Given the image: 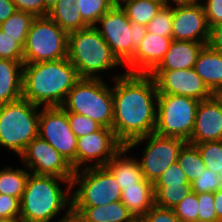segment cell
I'll list each match as a JSON object with an SVG mask.
<instances>
[{"label": "cell", "mask_w": 222, "mask_h": 222, "mask_svg": "<svg viewBox=\"0 0 222 222\" xmlns=\"http://www.w3.org/2000/svg\"><path fill=\"white\" fill-rule=\"evenodd\" d=\"M113 123L116 138L126 146L134 139L154 133L158 92L149 74L114 76ZM155 99V100H154Z\"/></svg>", "instance_id": "obj_1"}, {"label": "cell", "mask_w": 222, "mask_h": 222, "mask_svg": "<svg viewBox=\"0 0 222 222\" xmlns=\"http://www.w3.org/2000/svg\"><path fill=\"white\" fill-rule=\"evenodd\" d=\"M80 79L68 58L23 63L22 98L39 107H60Z\"/></svg>", "instance_id": "obj_2"}, {"label": "cell", "mask_w": 222, "mask_h": 222, "mask_svg": "<svg viewBox=\"0 0 222 222\" xmlns=\"http://www.w3.org/2000/svg\"><path fill=\"white\" fill-rule=\"evenodd\" d=\"M59 181L66 182V191ZM71 189L67 179L30 173L20 200V222H50L64 207L71 209Z\"/></svg>", "instance_id": "obj_3"}, {"label": "cell", "mask_w": 222, "mask_h": 222, "mask_svg": "<svg viewBox=\"0 0 222 222\" xmlns=\"http://www.w3.org/2000/svg\"><path fill=\"white\" fill-rule=\"evenodd\" d=\"M67 58L80 78H101L98 72L122 66L95 26L68 34Z\"/></svg>", "instance_id": "obj_4"}, {"label": "cell", "mask_w": 222, "mask_h": 222, "mask_svg": "<svg viewBox=\"0 0 222 222\" xmlns=\"http://www.w3.org/2000/svg\"><path fill=\"white\" fill-rule=\"evenodd\" d=\"M61 107L66 112L85 115L102 127L112 128V89L104 83L103 78H81L68 92Z\"/></svg>", "instance_id": "obj_5"}, {"label": "cell", "mask_w": 222, "mask_h": 222, "mask_svg": "<svg viewBox=\"0 0 222 222\" xmlns=\"http://www.w3.org/2000/svg\"><path fill=\"white\" fill-rule=\"evenodd\" d=\"M39 106L20 98L0 104V145L20 155L38 136Z\"/></svg>", "instance_id": "obj_6"}, {"label": "cell", "mask_w": 222, "mask_h": 222, "mask_svg": "<svg viewBox=\"0 0 222 222\" xmlns=\"http://www.w3.org/2000/svg\"><path fill=\"white\" fill-rule=\"evenodd\" d=\"M97 23L102 27H95L112 54L123 66L126 65L146 35L147 25L131 22L122 8L109 9Z\"/></svg>", "instance_id": "obj_7"}, {"label": "cell", "mask_w": 222, "mask_h": 222, "mask_svg": "<svg viewBox=\"0 0 222 222\" xmlns=\"http://www.w3.org/2000/svg\"><path fill=\"white\" fill-rule=\"evenodd\" d=\"M156 102L154 133L188 142L192 135L200 101L188 96L158 94Z\"/></svg>", "instance_id": "obj_8"}, {"label": "cell", "mask_w": 222, "mask_h": 222, "mask_svg": "<svg viewBox=\"0 0 222 222\" xmlns=\"http://www.w3.org/2000/svg\"><path fill=\"white\" fill-rule=\"evenodd\" d=\"M81 171V172H80ZM71 194L72 206H105L121 200L122 190L113 174L105 167H89L74 171Z\"/></svg>", "instance_id": "obj_9"}, {"label": "cell", "mask_w": 222, "mask_h": 222, "mask_svg": "<svg viewBox=\"0 0 222 222\" xmlns=\"http://www.w3.org/2000/svg\"><path fill=\"white\" fill-rule=\"evenodd\" d=\"M68 33L48 16L36 17L27 34L23 63L67 58Z\"/></svg>", "instance_id": "obj_10"}, {"label": "cell", "mask_w": 222, "mask_h": 222, "mask_svg": "<svg viewBox=\"0 0 222 222\" xmlns=\"http://www.w3.org/2000/svg\"><path fill=\"white\" fill-rule=\"evenodd\" d=\"M147 139L148 142L143 151L144 154L138 162L143 178L154 183L171 164L177 162L179 151L186 141L151 133L132 140L126 147L130 150Z\"/></svg>", "instance_id": "obj_11"}, {"label": "cell", "mask_w": 222, "mask_h": 222, "mask_svg": "<svg viewBox=\"0 0 222 222\" xmlns=\"http://www.w3.org/2000/svg\"><path fill=\"white\" fill-rule=\"evenodd\" d=\"M38 136L47 141L77 171V137L70 128L67 112L60 107H43Z\"/></svg>", "instance_id": "obj_12"}, {"label": "cell", "mask_w": 222, "mask_h": 222, "mask_svg": "<svg viewBox=\"0 0 222 222\" xmlns=\"http://www.w3.org/2000/svg\"><path fill=\"white\" fill-rule=\"evenodd\" d=\"M19 156L26 167L32 169V174L56 176L72 181V165L39 136L34 138Z\"/></svg>", "instance_id": "obj_13"}, {"label": "cell", "mask_w": 222, "mask_h": 222, "mask_svg": "<svg viewBox=\"0 0 222 222\" xmlns=\"http://www.w3.org/2000/svg\"><path fill=\"white\" fill-rule=\"evenodd\" d=\"M149 75L155 81L158 94L188 96L199 101L213 97V92L194 68L153 70Z\"/></svg>", "instance_id": "obj_14"}, {"label": "cell", "mask_w": 222, "mask_h": 222, "mask_svg": "<svg viewBox=\"0 0 222 222\" xmlns=\"http://www.w3.org/2000/svg\"><path fill=\"white\" fill-rule=\"evenodd\" d=\"M209 26L200 1L173 7L172 38L204 43L209 40Z\"/></svg>", "instance_id": "obj_15"}, {"label": "cell", "mask_w": 222, "mask_h": 222, "mask_svg": "<svg viewBox=\"0 0 222 222\" xmlns=\"http://www.w3.org/2000/svg\"><path fill=\"white\" fill-rule=\"evenodd\" d=\"M124 145L116 138L112 128L101 127L98 131L77 138V170L82 164L95 161L91 167L105 166Z\"/></svg>", "instance_id": "obj_16"}, {"label": "cell", "mask_w": 222, "mask_h": 222, "mask_svg": "<svg viewBox=\"0 0 222 222\" xmlns=\"http://www.w3.org/2000/svg\"><path fill=\"white\" fill-rule=\"evenodd\" d=\"M222 140V106L215 99L200 101L192 135L187 143L201 144Z\"/></svg>", "instance_id": "obj_17"}, {"label": "cell", "mask_w": 222, "mask_h": 222, "mask_svg": "<svg viewBox=\"0 0 222 222\" xmlns=\"http://www.w3.org/2000/svg\"><path fill=\"white\" fill-rule=\"evenodd\" d=\"M173 38L164 37L152 32H146L129 65L127 73L150 74L163 60L169 50Z\"/></svg>", "instance_id": "obj_18"}, {"label": "cell", "mask_w": 222, "mask_h": 222, "mask_svg": "<svg viewBox=\"0 0 222 222\" xmlns=\"http://www.w3.org/2000/svg\"><path fill=\"white\" fill-rule=\"evenodd\" d=\"M71 222H132L135 217L120 201L105 206H71Z\"/></svg>", "instance_id": "obj_19"}, {"label": "cell", "mask_w": 222, "mask_h": 222, "mask_svg": "<svg viewBox=\"0 0 222 222\" xmlns=\"http://www.w3.org/2000/svg\"><path fill=\"white\" fill-rule=\"evenodd\" d=\"M206 44L172 40L163 60L154 70H177L194 67L198 55Z\"/></svg>", "instance_id": "obj_20"}, {"label": "cell", "mask_w": 222, "mask_h": 222, "mask_svg": "<svg viewBox=\"0 0 222 222\" xmlns=\"http://www.w3.org/2000/svg\"><path fill=\"white\" fill-rule=\"evenodd\" d=\"M154 186L142 178L136 185L124 186L121 202L135 218H142L154 205Z\"/></svg>", "instance_id": "obj_21"}, {"label": "cell", "mask_w": 222, "mask_h": 222, "mask_svg": "<svg viewBox=\"0 0 222 222\" xmlns=\"http://www.w3.org/2000/svg\"><path fill=\"white\" fill-rule=\"evenodd\" d=\"M23 64L10 59H0V104L22 98Z\"/></svg>", "instance_id": "obj_22"}, {"label": "cell", "mask_w": 222, "mask_h": 222, "mask_svg": "<svg viewBox=\"0 0 222 222\" xmlns=\"http://www.w3.org/2000/svg\"><path fill=\"white\" fill-rule=\"evenodd\" d=\"M193 68L213 93L222 87V53L205 45Z\"/></svg>", "instance_id": "obj_23"}, {"label": "cell", "mask_w": 222, "mask_h": 222, "mask_svg": "<svg viewBox=\"0 0 222 222\" xmlns=\"http://www.w3.org/2000/svg\"><path fill=\"white\" fill-rule=\"evenodd\" d=\"M128 151L129 149L123 146L105 165L115 177L121 190L124 189V186L136 185L143 178L138 160L122 156Z\"/></svg>", "instance_id": "obj_24"}, {"label": "cell", "mask_w": 222, "mask_h": 222, "mask_svg": "<svg viewBox=\"0 0 222 222\" xmlns=\"http://www.w3.org/2000/svg\"><path fill=\"white\" fill-rule=\"evenodd\" d=\"M79 9V0H60L49 10L48 17L69 34L88 27Z\"/></svg>", "instance_id": "obj_25"}, {"label": "cell", "mask_w": 222, "mask_h": 222, "mask_svg": "<svg viewBox=\"0 0 222 222\" xmlns=\"http://www.w3.org/2000/svg\"><path fill=\"white\" fill-rule=\"evenodd\" d=\"M177 163L190 184L197 180L206 169L198 148L187 142L179 151Z\"/></svg>", "instance_id": "obj_26"}, {"label": "cell", "mask_w": 222, "mask_h": 222, "mask_svg": "<svg viewBox=\"0 0 222 222\" xmlns=\"http://www.w3.org/2000/svg\"><path fill=\"white\" fill-rule=\"evenodd\" d=\"M193 145L198 148L205 167L216 176V191L222 189V140Z\"/></svg>", "instance_id": "obj_27"}, {"label": "cell", "mask_w": 222, "mask_h": 222, "mask_svg": "<svg viewBox=\"0 0 222 222\" xmlns=\"http://www.w3.org/2000/svg\"><path fill=\"white\" fill-rule=\"evenodd\" d=\"M29 172L6 167L0 171V194L10 195L21 200Z\"/></svg>", "instance_id": "obj_28"}, {"label": "cell", "mask_w": 222, "mask_h": 222, "mask_svg": "<svg viewBox=\"0 0 222 222\" xmlns=\"http://www.w3.org/2000/svg\"><path fill=\"white\" fill-rule=\"evenodd\" d=\"M163 7L151 0H133L122 7L131 22L147 25Z\"/></svg>", "instance_id": "obj_29"}, {"label": "cell", "mask_w": 222, "mask_h": 222, "mask_svg": "<svg viewBox=\"0 0 222 222\" xmlns=\"http://www.w3.org/2000/svg\"><path fill=\"white\" fill-rule=\"evenodd\" d=\"M190 192H192L191 185L154 187V204L172 209Z\"/></svg>", "instance_id": "obj_30"}, {"label": "cell", "mask_w": 222, "mask_h": 222, "mask_svg": "<svg viewBox=\"0 0 222 222\" xmlns=\"http://www.w3.org/2000/svg\"><path fill=\"white\" fill-rule=\"evenodd\" d=\"M35 18L31 13L16 10L6 21L0 23V29L10 37H27Z\"/></svg>", "instance_id": "obj_31"}, {"label": "cell", "mask_w": 222, "mask_h": 222, "mask_svg": "<svg viewBox=\"0 0 222 222\" xmlns=\"http://www.w3.org/2000/svg\"><path fill=\"white\" fill-rule=\"evenodd\" d=\"M27 37H10L0 29V59H10L23 64Z\"/></svg>", "instance_id": "obj_32"}, {"label": "cell", "mask_w": 222, "mask_h": 222, "mask_svg": "<svg viewBox=\"0 0 222 222\" xmlns=\"http://www.w3.org/2000/svg\"><path fill=\"white\" fill-rule=\"evenodd\" d=\"M79 8L83 21L88 26H95L112 6L108 0H79Z\"/></svg>", "instance_id": "obj_33"}, {"label": "cell", "mask_w": 222, "mask_h": 222, "mask_svg": "<svg viewBox=\"0 0 222 222\" xmlns=\"http://www.w3.org/2000/svg\"><path fill=\"white\" fill-rule=\"evenodd\" d=\"M173 6H163L147 24V31L172 38Z\"/></svg>", "instance_id": "obj_34"}, {"label": "cell", "mask_w": 222, "mask_h": 222, "mask_svg": "<svg viewBox=\"0 0 222 222\" xmlns=\"http://www.w3.org/2000/svg\"><path fill=\"white\" fill-rule=\"evenodd\" d=\"M198 205L197 195L192 191L172 209L181 222H198Z\"/></svg>", "instance_id": "obj_35"}, {"label": "cell", "mask_w": 222, "mask_h": 222, "mask_svg": "<svg viewBox=\"0 0 222 222\" xmlns=\"http://www.w3.org/2000/svg\"><path fill=\"white\" fill-rule=\"evenodd\" d=\"M68 122L76 137H82L98 131L102 126L85 115L67 112Z\"/></svg>", "instance_id": "obj_36"}, {"label": "cell", "mask_w": 222, "mask_h": 222, "mask_svg": "<svg viewBox=\"0 0 222 222\" xmlns=\"http://www.w3.org/2000/svg\"><path fill=\"white\" fill-rule=\"evenodd\" d=\"M191 185L177 162L171 164L153 183L154 187Z\"/></svg>", "instance_id": "obj_37"}, {"label": "cell", "mask_w": 222, "mask_h": 222, "mask_svg": "<svg viewBox=\"0 0 222 222\" xmlns=\"http://www.w3.org/2000/svg\"><path fill=\"white\" fill-rule=\"evenodd\" d=\"M198 222H217L214 208V192L197 193Z\"/></svg>", "instance_id": "obj_38"}, {"label": "cell", "mask_w": 222, "mask_h": 222, "mask_svg": "<svg viewBox=\"0 0 222 222\" xmlns=\"http://www.w3.org/2000/svg\"><path fill=\"white\" fill-rule=\"evenodd\" d=\"M0 219L20 222V200L18 198L0 194Z\"/></svg>", "instance_id": "obj_39"}, {"label": "cell", "mask_w": 222, "mask_h": 222, "mask_svg": "<svg viewBox=\"0 0 222 222\" xmlns=\"http://www.w3.org/2000/svg\"><path fill=\"white\" fill-rule=\"evenodd\" d=\"M143 222H181L173 209L153 205L141 218Z\"/></svg>", "instance_id": "obj_40"}, {"label": "cell", "mask_w": 222, "mask_h": 222, "mask_svg": "<svg viewBox=\"0 0 222 222\" xmlns=\"http://www.w3.org/2000/svg\"><path fill=\"white\" fill-rule=\"evenodd\" d=\"M17 11L28 12L35 17L48 16L45 0H12Z\"/></svg>", "instance_id": "obj_41"}, {"label": "cell", "mask_w": 222, "mask_h": 222, "mask_svg": "<svg viewBox=\"0 0 222 222\" xmlns=\"http://www.w3.org/2000/svg\"><path fill=\"white\" fill-rule=\"evenodd\" d=\"M194 193L216 192V176L211 170L205 169L201 176L191 183Z\"/></svg>", "instance_id": "obj_42"}, {"label": "cell", "mask_w": 222, "mask_h": 222, "mask_svg": "<svg viewBox=\"0 0 222 222\" xmlns=\"http://www.w3.org/2000/svg\"><path fill=\"white\" fill-rule=\"evenodd\" d=\"M202 3L209 28L222 23V0H206Z\"/></svg>", "instance_id": "obj_43"}, {"label": "cell", "mask_w": 222, "mask_h": 222, "mask_svg": "<svg viewBox=\"0 0 222 222\" xmlns=\"http://www.w3.org/2000/svg\"><path fill=\"white\" fill-rule=\"evenodd\" d=\"M207 45L211 49L222 53V23L210 27Z\"/></svg>", "instance_id": "obj_44"}, {"label": "cell", "mask_w": 222, "mask_h": 222, "mask_svg": "<svg viewBox=\"0 0 222 222\" xmlns=\"http://www.w3.org/2000/svg\"><path fill=\"white\" fill-rule=\"evenodd\" d=\"M15 11L12 0H0V23L6 21Z\"/></svg>", "instance_id": "obj_45"}, {"label": "cell", "mask_w": 222, "mask_h": 222, "mask_svg": "<svg viewBox=\"0 0 222 222\" xmlns=\"http://www.w3.org/2000/svg\"><path fill=\"white\" fill-rule=\"evenodd\" d=\"M214 208L217 214V222H222V189L214 192Z\"/></svg>", "instance_id": "obj_46"}, {"label": "cell", "mask_w": 222, "mask_h": 222, "mask_svg": "<svg viewBox=\"0 0 222 222\" xmlns=\"http://www.w3.org/2000/svg\"><path fill=\"white\" fill-rule=\"evenodd\" d=\"M112 8H122L133 0H108ZM122 2V3H121ZM124 2V3H123ZM123 4V5H122Z\"/></svg>", "instance_id": "obj_47"}, {"label": "cell", "mask_w": 222, "mask_h": 222, "mask_svg": "<svg viewBox=\"0 0 222 222\" xmlns=\"http://www.w3.org/2000/svg\"><path fill=\"white\" fill-rule=\"evenodd\" d=\"M169 1H171V0H166V6H170ZM172 1L177 5H183V4L193 3L197 0H172Z\"/></svg>", "instance_id": "obj_48"}, {"label": "cell", "mask_w": 222, "mask_h": 222, "mask_svg": "<svg viewBox=\"0 0 222 222\" xmlns=\"http://www.w3.org/2000/svg\"><path fill=\"white\" fill-rule=\"evenodd\" d=\"M68 211L65 213V216L61 218L58 222H71L72 220V211L71 209H67Z\"/></svg>", "instance_id": "obj_49"}, {"label": "cell", "mask_w": 222, "mask_h": 222, "mask_svg": "<svg viewBox=\"0 0 222 222\" xmlns=\"http://www.w3.org/2000/svg\"><path fill=\"white\" fill-rule=\"evenodd\" d=\"M213 96L215 99L221 104L222 106V87L218 88L214 93Z\"/></svg>", "instance_id": "obj_50"}, {"label": "cell", "mask_w": 222, "mask_h": 222, "mask_svg": "<svg viewBox=\"0 0 222 222\" xmlns=\"http://www.w3.org/2000/svg\"><path fill=\"white\" fill-rule=\"evenodd\" d=\"M60 0H45V5L48 10H50L57 2Z\"/></svg>", "instance_id": "obj_51"}, {"label": "cell", "mask_w": 222, "mask_h": 222, "mask_svg": "<svg viewBox=\"0 0 222 222\" xmlns=\"http://www.w3.org/2000/svg\"><path fill=\"white\" fill-rule=\"evenodd\" d=\"M151 1H155L162 4L163 6H166V0H151Z\"/></svg>", "instance_id": "obj_52"}, {"label": "cell", "mask_w": 222, "mask_h": 222, "mask_svg": "<svg viewBox=\"0 0 222 222\" xmlns=\"http://www.w3.org/2000/svg\"><path fill=\"white\" fill-rule=\"evenodd\" d=\"M132 222H143L141 218H135Z\"/></svg>", "instance_id": "obj_53"}, {"label": "cell", "mask_w": 222, "mask_h": 222, "mask_svg": "<svg viewBox=\"0 0 222 222\" xmlns=\"http://www.w3.org/2000/svg\"><path fill=\"white\" fill-rule=\"evenodd\" d=\"M0 222H15V221H9V220H5V219H0Z\"/></svg>", "instance_id": "obj_54"}]
</instances>
